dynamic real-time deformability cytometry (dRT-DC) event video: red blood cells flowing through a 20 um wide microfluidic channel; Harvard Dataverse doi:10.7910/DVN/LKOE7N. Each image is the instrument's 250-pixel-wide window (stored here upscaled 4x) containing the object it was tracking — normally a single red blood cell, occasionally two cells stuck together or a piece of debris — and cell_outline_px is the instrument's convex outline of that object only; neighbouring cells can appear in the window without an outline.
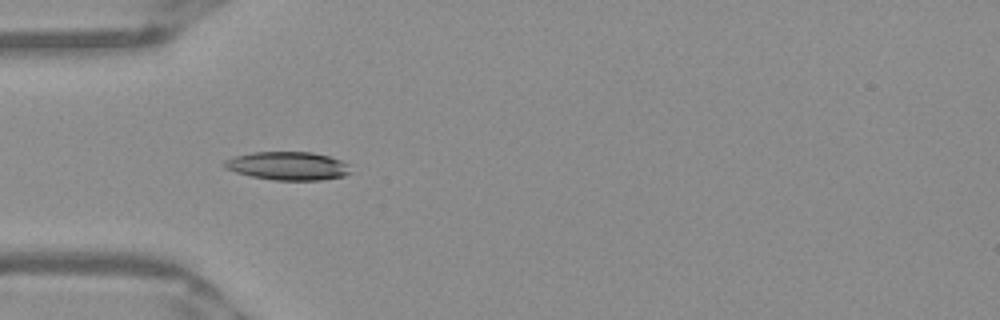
{"species": "Egyptian fruit bat (a non-hibernating species)", "species_latin": "Rousettus aegyptiacus", "temperature_condition": "warm", "stored_images_in_passage": 10, "camera_frame_rate_fps": 3000, "um_per_image_px": 0.085, "frame": {"image": 1, "passage_image": 4, "time_ms": 1.0, "image_size_px": [1000, 320], "cell_outline_px": [[352, 172], [344, 176], [320, 180], [276, 180], [252, 176], [236, 172], [224, 168], [220, 164], [224, 160], [236, 156], [252, 152], [312, 152], [328, 156], [340, 160], [348, 164]], "centroid_in_image_um": [24.46, 14.1], "position_along_channel_um": 60.5, "area_um2": 20.87}}
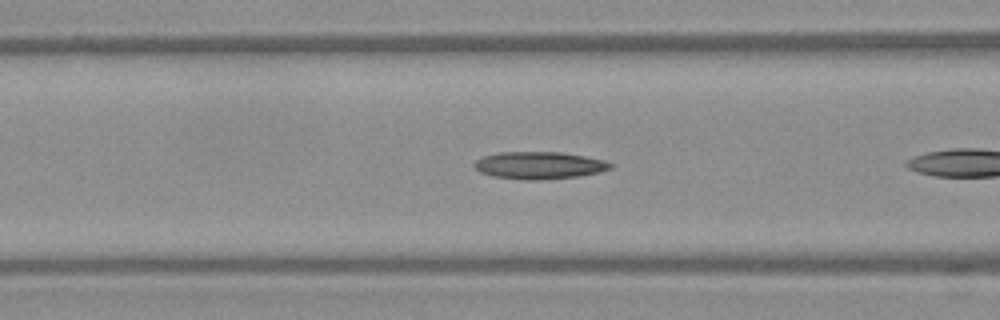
{"frame": {"image": 2, "passage_image": 6, "time_ms": 1.667, "image_size_px": [1000, 320], "cell_outline_px": [[616, 164], [612, 168], [580, 176], [536, 180], [524, 180], [492, 176], [480, 172], [472, 164], [476, 160], [484, 156], [500, 152], [560, 152], [584, 156], [604, 160]], "centroid_in_image_um": [45.83, 14.05], "position_along_channel_um": 120.8, "area_um2": 21.62}}
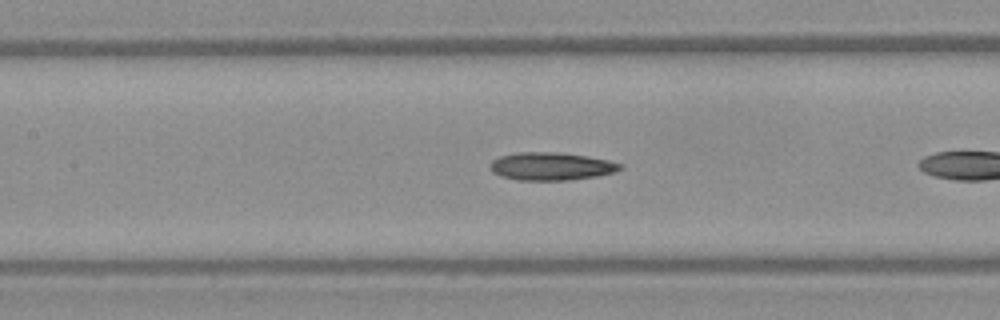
{"frame": {"image": 3, "passage_image": 9, "time_ms": 2.667, "image_size_px": [1000, 320], "cell_outline_px": [[624, 168], [616, 172], [596, 176], [568, 180], [516, 180], [500, 176], [492, 172], [492, 160], [500, 156], [516, 152], [556, 152], [584, 156], [608, 160], [624, 164]], "centroid_in_image_um": [46.87, 14.14], "position_along_channel_um": 160.5, "area_um2": 21.1}}